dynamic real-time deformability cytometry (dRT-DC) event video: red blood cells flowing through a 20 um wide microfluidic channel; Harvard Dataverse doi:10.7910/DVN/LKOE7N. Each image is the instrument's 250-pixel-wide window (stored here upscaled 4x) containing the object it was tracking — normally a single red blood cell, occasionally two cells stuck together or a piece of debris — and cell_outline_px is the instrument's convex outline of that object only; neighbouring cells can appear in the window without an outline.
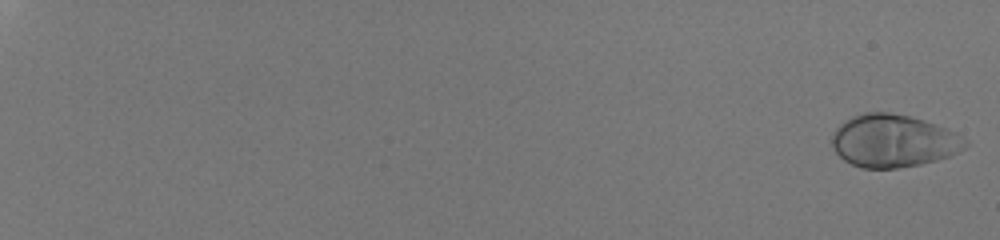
{"species": "human", "species_latin": "Homo sapiens", "temperature_condition": "room temperature", "stored_images_in_passage": 54, "camera_frame_rate_fps": 3000, "um_per_image_px": 0.085, "donor": {"sex": "male"}, "frame": {"image": 1, "passage_image": 1, "time_ms": 0.0, "image_size_px": [1000, 240], "cell_outline_px": [[968, 144], [964, 148], [948, 156], [936, 160], [920, 164], [896, 168], [860, 168], [844, 160], [832, 148], [828, 140], [836, 128], [844, 120], [852, 116], [864, 112], [888, 112], [912, 116], [924, 120], [956, 132], [968, 140]], "centroid_in_image_um": [75.89, 11.96], "position_along_channel_um": 9.1, "area_um2": 41.21}}
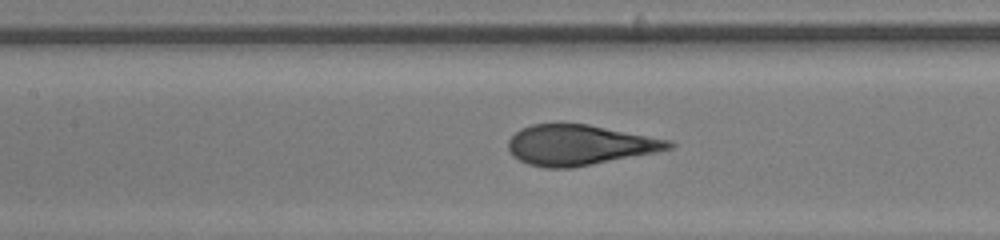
{"frame": {"image": 2, "passage_image": 31, "time_ms": 10.0, "image_size_px": [1000, 240], "cell_outline_px": [[676, 144], [672, 148], [656, 152], [572, 168], [544, 168], [528, 164], [512, 156], [508, 148], [508, 140], [520, 128], [532, 124], [588, 124], [672, 140]], "centroid_in_image_um": [49.26, 12.33], "position_along_channel_um": 158.1, "area_um2": 37.8}}
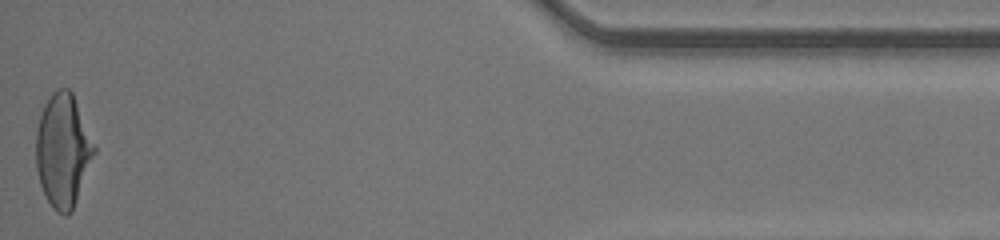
{"frame": {"image": 3, "passage_image": 54, "time_ms": 17.667, "image_size_px": [1000, 240], "cell_outline_px": [[96, 152], [72, 212], [68, 216], [64, 216], [56, 212], [52, 208], [40, 184], [36, 168], [36, 132], [40, 116], [44, 104], [52, 92], [56, 88], [68, 88], [72, 92], [96, 144]], "centroid_in_image_um": [5.37, 12.79], "position_along_channel_um": 429.8, "area_um2": 38.78}, "authors_computed_cell_mechanics": {"area_um2": 38.6971, "velocity_mm_per_s": 4.2606, "shape_relaxation_time_tau1_ms": 4.8497, "shape_relaxation_time_tau2_ms": null, "deformation_change_tau1": 0.2261, "deformation_change_tau2": null}}